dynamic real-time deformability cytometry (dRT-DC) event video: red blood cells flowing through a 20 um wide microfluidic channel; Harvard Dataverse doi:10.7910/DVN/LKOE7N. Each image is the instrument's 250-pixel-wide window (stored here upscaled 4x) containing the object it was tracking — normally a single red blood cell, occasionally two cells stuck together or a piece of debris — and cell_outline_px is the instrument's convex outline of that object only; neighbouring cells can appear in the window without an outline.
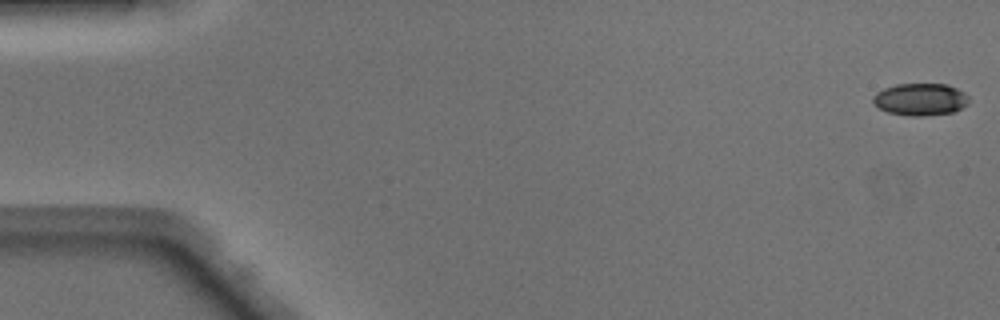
{"species": "Egyptian fruit bat (a non-hibernating species)", "species_latin": "Rousettus aegyptiacus", "temperature_condition": "warm", "stored_images_in_passage": 49, "camera_frame_rate_fps": 3000, "um_per_image_px": 0.085, "animal": {"sex": "male"}, "frame": {"image": 1, "passage_image": 1, "time_ms": 0.0, "image_size_px": [1000, 320], "cell_outline_px": [[968, 104], [952, 112], [924, 116], [912, 116], [888, 112], [872, 104], [872, 96], [876, 92], [884, 88], [896, 84], [948, 84], [964, 92], [968, 96]], "centroid_in_image_um": [78.2, 8.44], "position_along_channel_um": 6.8, "area_um2": 18.03}}
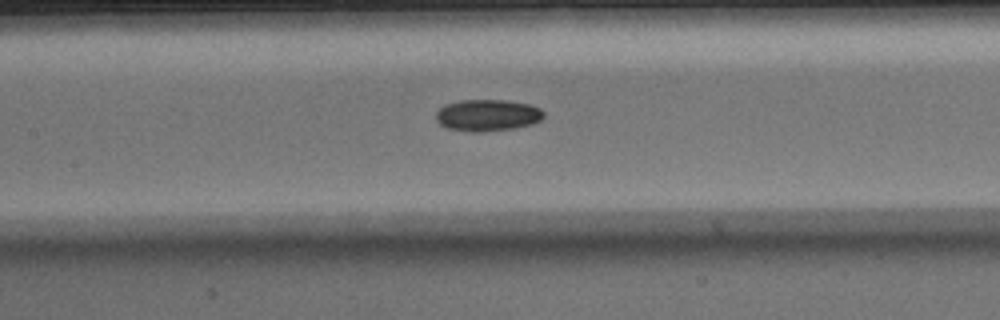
{"frame": {"image": 2, "passage_image": 23, "time_ms": 7.333, "image_size_px": [1000, 320], "cell_outline_px": [[544, 116], [540, 120], [532, 124], [516, 128], [484, 132], [472, 132], [448, 128], [440, 124], [436, 120], [436, 112], [444, 104], [460, 100], [508, 100], [528, 104], [540, 108], [544, 112]], "centroid_in_image_um": [41.44, 9.79], "position_along_channel_um": 166.0, "area_um2": 20.06}}
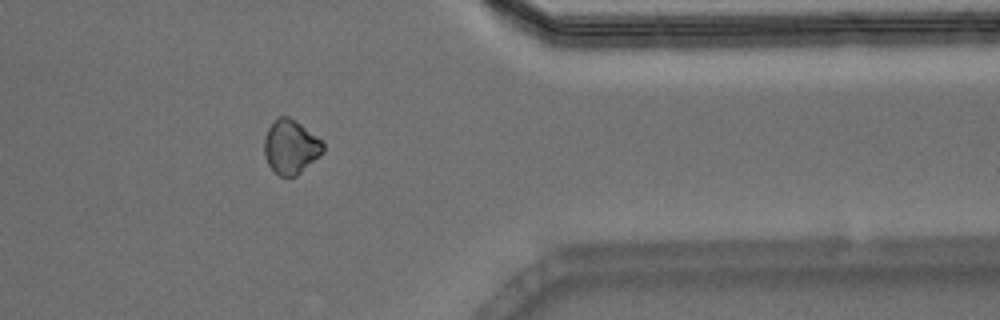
{"frame": {"image": 3, "passage_image": 40, "time_ms": 13.0, "image_size_px": [1000, 320], "cell_outline_px": [[324, 152], [296, 176], [280, 176], [268, 164], [264, 156], [264, 136], [268, 128], [276, 116], [288, 116], [300, 124], [320, 140], [324, 144]], "centroid_in_image_um": [24.68, 12.47], "position_along_channel_um": 386.7, "area_um2": 18.38}}